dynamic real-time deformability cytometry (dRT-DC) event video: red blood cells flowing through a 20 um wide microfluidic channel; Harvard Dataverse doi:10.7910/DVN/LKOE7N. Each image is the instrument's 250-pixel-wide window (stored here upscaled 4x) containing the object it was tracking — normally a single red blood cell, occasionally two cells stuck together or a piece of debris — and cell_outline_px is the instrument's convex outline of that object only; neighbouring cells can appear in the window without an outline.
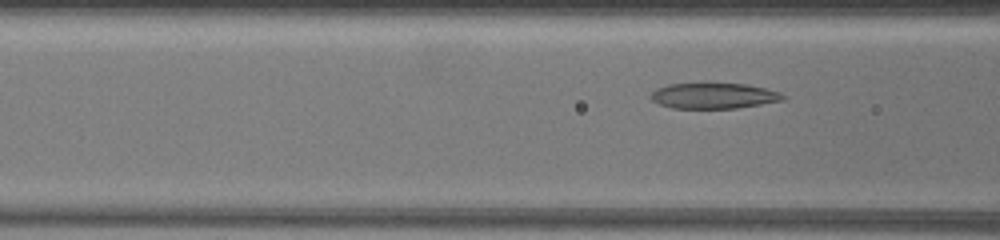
{"species": "common noctule bat (a hibernating species)", "species_latin": "Nyctalus noctula", "temperature_condition": "warm", "stored_images_in_passage": 30, "camera_frame_rate_fps": 3000, "um_per_image_px": 0.085, "animal": {"sex": "female", "body_mass_g": 19.5, "forearm_length_mm": 54.1}, "frame": {"image": 1, "passage_image": 12, "time_ms": 3.667, "image_size_px": [1000, 240], "cell_outline_px": [[784, 100], [736, 108], [672, 108], [660, 104], [652, 100], [648, 96], [656, 88], [668, 84], [704, 80], [708, 80], [744, 84], [764, 88], [780, 92], [784, 96]], "centroid_in_image_um": [60.59, 8.08], "position_along_channel_um": 106.0, "area_um2": 20.63}}
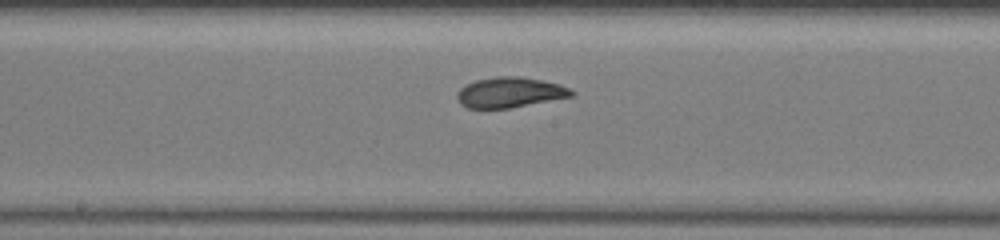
{"frame": {"image": 2, "passage_image": 21, "time_ms": 6.667, "image_size_px": [1000, 240], "cell_outline_px": [[576, 92], [572, 96], [508, 108], [468, 108], [460, 104], [456, 96], [460, 88], [476, 80], [496, 76], [520, 76], [560, 84]], "centroid_in_image_um": [43.32, 7.85], "position_along_channel_um": 204.9, "area_um2": 20.0}}
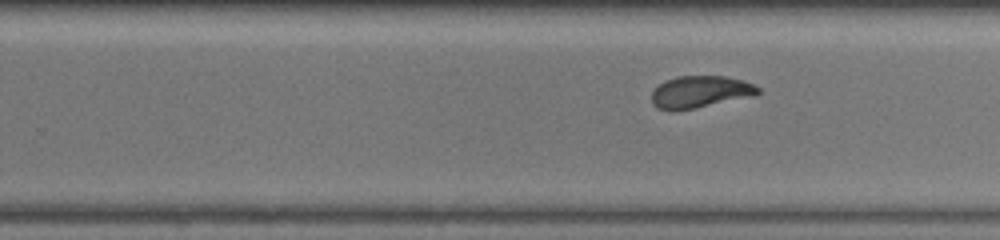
{"frame": {"image": 3, "passage_image": 27, "time_ms": 8.667, "image_size_px": [1000, 240], "cell_outline_px": [[760, 92], [692, 108], [672, 112], [656, 108], [652, 104], [652, 92], [660, 84], [676, 76], [724, 76], [744, 80], [760, 88]], "centroid_in_image_um": [59.41, 7.79], "position_along_channel_um": 270.4, "area_um2": 19.13}}